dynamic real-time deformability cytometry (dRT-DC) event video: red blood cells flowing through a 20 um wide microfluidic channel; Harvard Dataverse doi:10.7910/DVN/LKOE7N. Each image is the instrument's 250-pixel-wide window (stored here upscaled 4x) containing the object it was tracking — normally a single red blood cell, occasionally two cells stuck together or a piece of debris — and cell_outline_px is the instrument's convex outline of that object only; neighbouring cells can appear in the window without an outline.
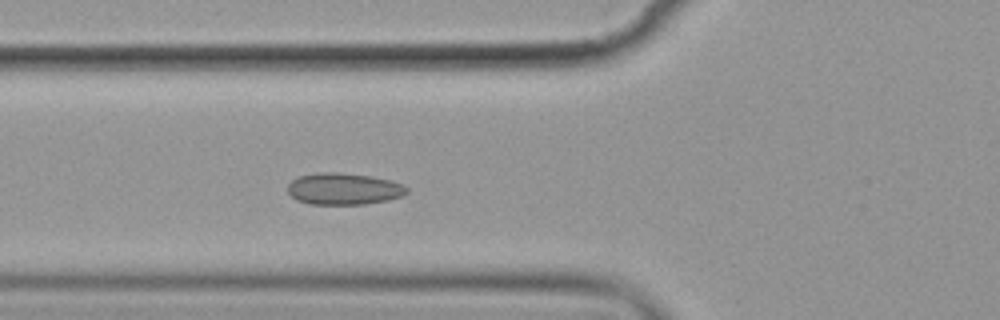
{"species": "common noctule bat (a hibernating species)", "species_latin": "Nyctalus noctula", "temperature_condition": "cold", "stored_images_in_passage": 8, "camera_frame_rate_fps": 3000, "um_per_image_px": 0.085, "animal": {"sex": "female", "body_mass_g": 19.9}, "frame": {"image": 1, "passage_image": 8, "time_ms": 8.0, "image_size_px": [1000, 320], "cell_outline_px": [[408, 192], [400, 196], [388, 200], [364, 204], [308, 204], [296, 200], [288, 192], [288, 184], [292, 180], [300, 176], [320, 172], [336, 172], [372, 176], [392, 180], [404, 184], [408, 188]], "centroid_in_image_um": [29.23, 16.05], "position_along_channel_um": 96.6, "area_um2": 22.08}}